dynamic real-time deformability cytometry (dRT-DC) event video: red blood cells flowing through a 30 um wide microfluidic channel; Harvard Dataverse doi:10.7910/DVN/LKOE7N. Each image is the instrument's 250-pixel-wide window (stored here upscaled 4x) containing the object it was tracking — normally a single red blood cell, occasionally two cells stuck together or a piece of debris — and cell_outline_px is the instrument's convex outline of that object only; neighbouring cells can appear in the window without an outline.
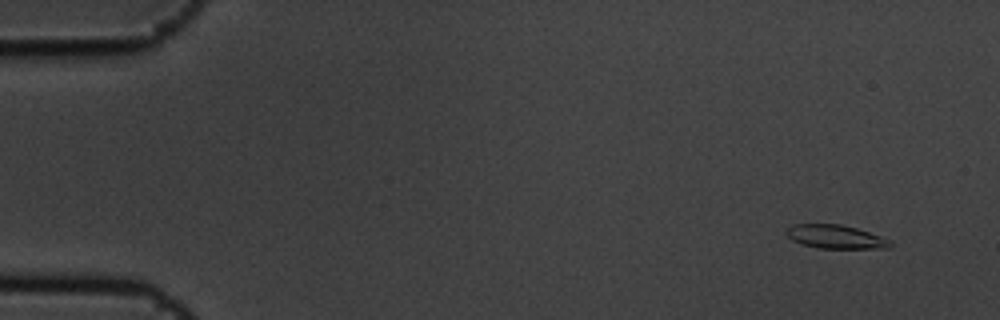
{"species": "common noctule bat (a hibernating species)", "species_latin": "Nyctalus noctula", "temperature_condition": "cold", "stored_images_in_passage": 4, "camera_frame_rate_fps": 3000, "um_per_image_px": 0.085, "animal": {"sex": "male", "body_mass_g": 19.5, "forearm_length_mm": 54.6}, "frame": {"image": 1, "passage_image": 1, "time_ms": 0.0, "image_size_px": [1000, 320], "cell_outline_px": [[892, 244], [888, 248], [816, 248], [792, 240], [784, 232], [792, 224], [840, 224], [856, 228], [892, 240]], "centroid_in_image_um": [71.02, 20.12], "position_along_channel_um": 14.0, "area_um2": 14.22}}
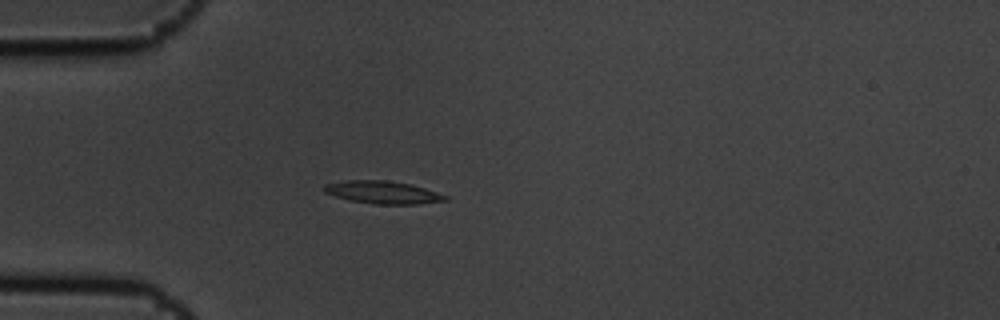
{"frame": {"image": 2, "passage_image": 4, "time_ms": 1.0, "image_size_px": [1000, 320], "cell_outline_px": [[448, 200], [420, 204], [376, 204], [348, 200], [324, 192], [324, 184], [344, 180], [388, 180], [408, 184], [424, 188], [448, 196]], "centroid_in_image_um": [32.52, 16.35], "position_along_channel_um": 52.5, "area_um2": 15.95}}